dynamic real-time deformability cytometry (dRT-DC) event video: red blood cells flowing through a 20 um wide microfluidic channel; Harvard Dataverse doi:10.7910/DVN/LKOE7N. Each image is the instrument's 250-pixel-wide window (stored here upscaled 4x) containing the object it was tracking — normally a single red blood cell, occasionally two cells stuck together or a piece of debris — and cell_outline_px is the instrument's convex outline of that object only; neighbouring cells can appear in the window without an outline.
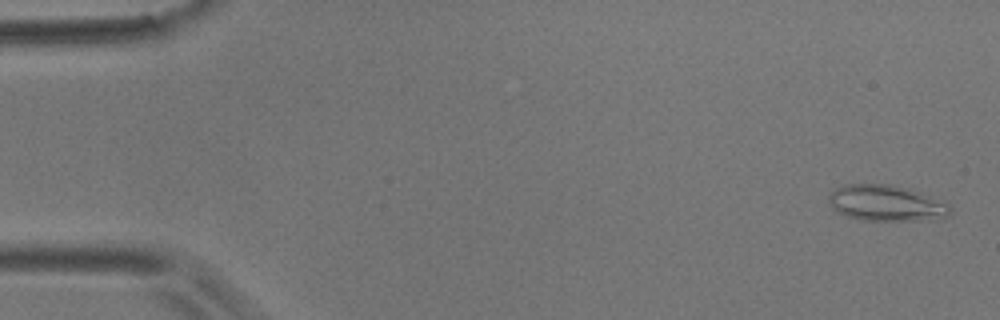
{"species": "common noctule bat (a hibernating species)", "species_latin": "Nyctalus noctula", "temperature_condition": "room temperature", "stored_images_in_passage": 56, "camera_frame_rate_fps": 3000, "um_per_image_px": 0.085, "animal": {"sex": "male", "body_mass_g": 17.9}, "frame": {"image": 1, "passage_image": 2, "time_ms": 0.333, "image_size_px": [1000, 320], "cell_outline_px": [[952, 212], [948, 216], [932, 220], [860, 220], [844, 216], [832, 212], [828, 200], [828, 196], [836, 188], [844, 184], [888, 184], [908, 188], [920, 192], [948, 204], [952, 208]], "centroid_in_image_um": [75.28, 17.28], "position_along_channel_um": 9.7, "area_um2": 25.84}}
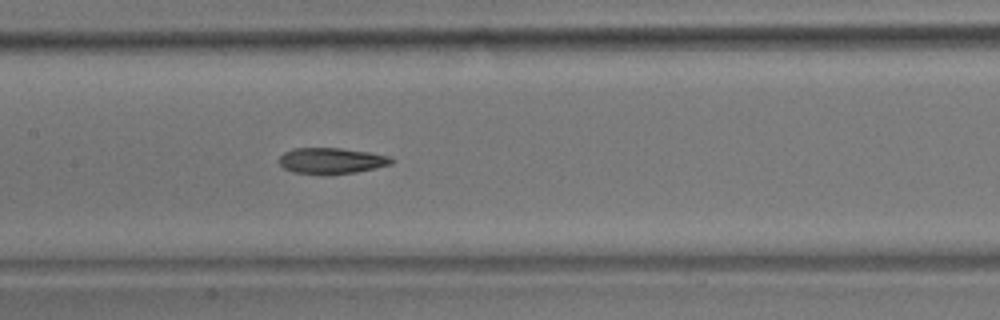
{"frame": {"image": 2, "passage_image": 27, "time_ms": 8.667, "image_size_px": [1000, 320], "cell_outline_px": [[396, 160], [392, 164], [376, 168], [356, 172], [324, 176], [292, 172], [284, 168], [280, 164], [280, 156], [284, 152], [292, 148], [340, 148], [368, 152], [388, 156]], "centroid_in_image_um": [28.17, 13.68], "position_along_channel_um": 179.2, "area_um2": 17.34}}
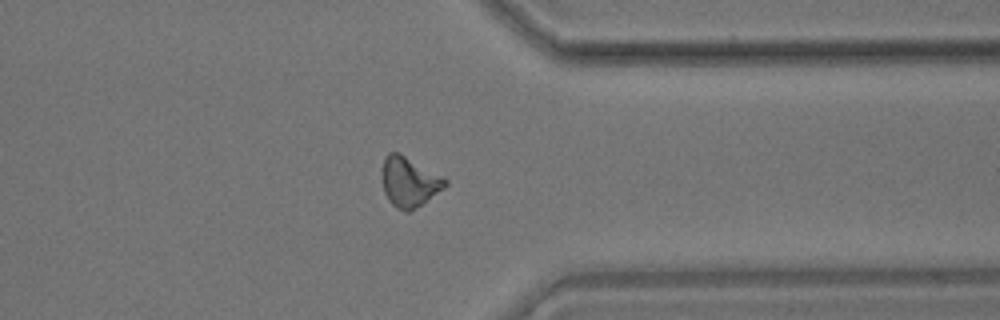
{"frame": {"image": 3, "passage_image": 44, "time_ms": 14.333, "image_size_px": [1000, 320], "cell_outline_px": [[448, 184], [444, 188], [408, 212], [404, 212], [396, 208], [388, 200], [384, 192], [384, 156], [388, 152], [400, 152], [448, 180]], "centroid_in_image_um": [34.79, 15.45], "position_along_channel_um": 376.6, "area_um2": 17.92}, "authors_computed_cell_mechanics": {"area_um2": 17.918, "velocity_mm_per_s": 3.5743, "shape_relaxation_time_tau1_ms": 8.3096, "shape_relaxation_time_tau2_ms": 3.8596, "deformation_change_tau1": 0.2012, "deformation_change_tau2": 0.0863}}